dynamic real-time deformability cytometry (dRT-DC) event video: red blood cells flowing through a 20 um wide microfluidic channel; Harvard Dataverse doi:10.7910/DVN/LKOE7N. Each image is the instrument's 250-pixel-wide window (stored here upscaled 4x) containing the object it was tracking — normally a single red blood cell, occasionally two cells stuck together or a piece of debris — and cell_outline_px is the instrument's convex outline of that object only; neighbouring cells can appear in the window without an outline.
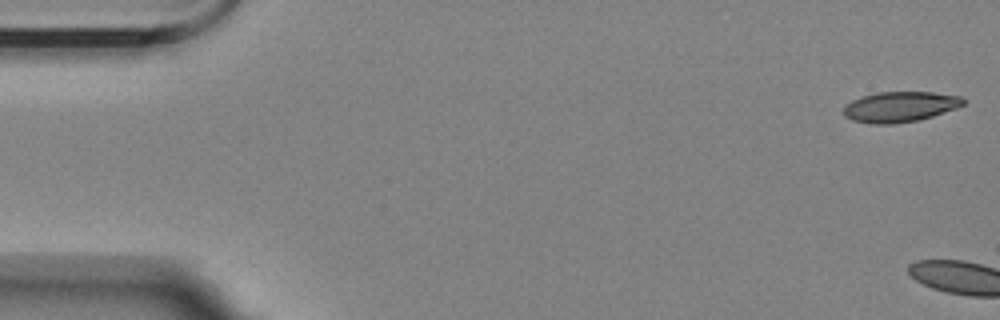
{"species": "Egyptian fruit bat (a non-hibernating species)", "species_latin": "Rousettus aegyptiacus", "temperature_condition": "room temperature", "stored_images_in_passage": 4, "camera_frame_rate_fps": 3000, "um_per_image_px": 0.085, "animal": {"sex": "female"}, "frame": {"image": 1, "passage_image": 1, "time_ms": 0.0, "image_size_px": [1000, 320], "cell_outline_px": [[964, 104], [956, 108], [932, 116], [916, 120], [892, 124], [872, 124], [852, 120], [844, 116], [844, 108], [852, 100], [860, 96], [876, 92], [932, 92], [960, 96], [964, 100]], "centroid_in_image_um": [76.47, 9.07], "position_along_channel_um": 8.5, "area_um2": 21.1}}